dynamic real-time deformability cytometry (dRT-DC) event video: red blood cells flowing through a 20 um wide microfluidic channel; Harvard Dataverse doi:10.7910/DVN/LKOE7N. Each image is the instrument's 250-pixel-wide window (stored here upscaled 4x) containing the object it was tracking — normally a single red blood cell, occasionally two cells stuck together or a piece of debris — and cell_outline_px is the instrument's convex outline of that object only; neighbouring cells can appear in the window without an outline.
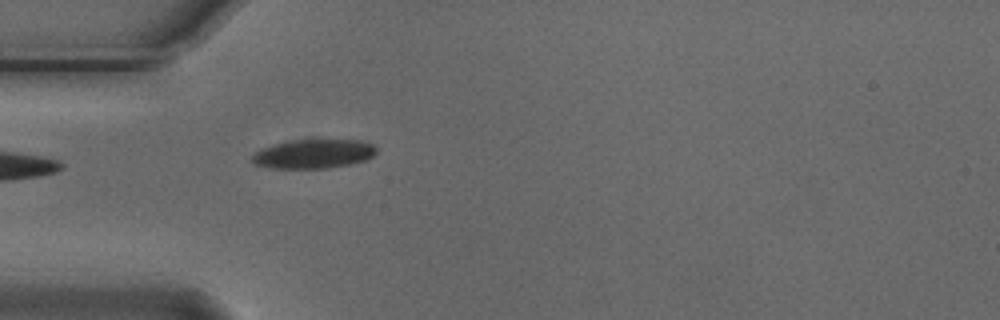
{"species": "Egyptian fruit bat (a non-hibernating species)", "species_latin": "Rousettus aegyptiacus", "temperature_condition": "cold", "stored_images_in_passage": 5, "camera_frame_rate_fps": 3000, "um_per_image_px": 0.085, "animal": {"sex": "male"}, "frame": {"image": 1, "passage_image": 5, "time_ms": 1.333, "image_size_px": [1000, 320], "cell_outline_px": [[376, 152], [372, 156], [364, 160], [348, 164], [328, 168], [272, 168], [256, 164], [252, 160], [252, 156], [260, 148], [272, 144], [288, 140], [360, 140], [372, 144], [376, 148]], "centroid_in_image_um": [26.62, 13.07], "position_along_channel_um": 58.4, "area_um2": 20.92}}